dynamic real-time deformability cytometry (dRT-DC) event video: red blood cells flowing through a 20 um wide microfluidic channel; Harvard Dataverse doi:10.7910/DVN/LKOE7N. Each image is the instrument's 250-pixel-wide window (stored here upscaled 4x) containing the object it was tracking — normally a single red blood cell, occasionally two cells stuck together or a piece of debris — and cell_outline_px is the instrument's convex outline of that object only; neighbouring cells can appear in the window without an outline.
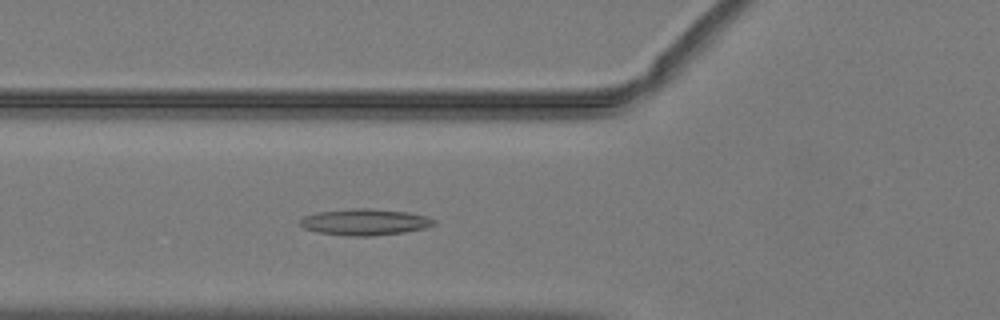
{"species": "common noctule bat (a hibernating species)", "species_latin": "Nyctalus noctula", "temperature_condition": "warm", "stored_images_in_passage": 43, "camera_frame_rate_fps": 3000, "um_per_image_px": 0.085, "animal": {"sex": "male", "body_mass_g": 19.2, "forearm_length_mm": 51.8}, "frame": {"image": 1, "passage_image": 10, "time_ms": 3.0, "image_size_px": [1000, 320], "cell_outline_px": [[436, 224], [424, 228], [404, 232], [368, 236], [352, 236], [316, 232], [304, 228], [300, 224], [300, 220], [304, 216], [320, 212], [356, 208], [368, 208], [404, 212], [428, 216], [436, 220]], "centroid_in_image_um": [31.03, 18.88], "position_along_channel_um": 94.8, "area_um2": 20.29}}
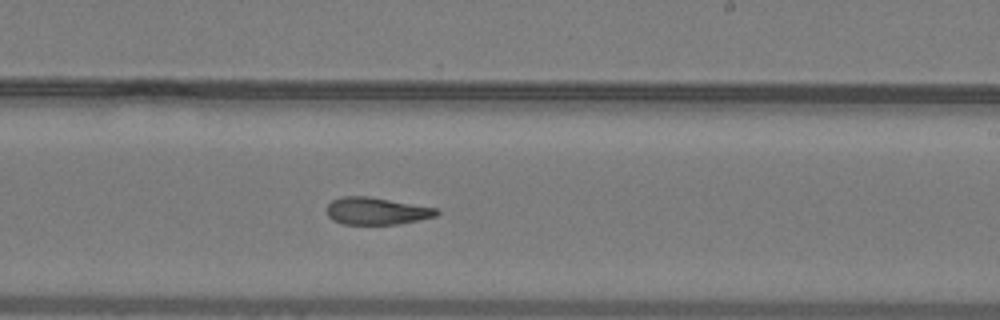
{"frame": {"image": 2, "passage_image": 22, "time_ms": 7.0, "image_size_px": [1000, 320], "cell_outline_px": [[440, 212], [436, 216], [420, 220], [396, 224], [344, 224], [332, 220], [328, 216], [328, 204], [332, 200], [340, 196], [368, 196], [436, 208]], "centroid_in_image_um": [31.99, 17.93], "position_along_channel_um": 257.0, "area_um2": 17.34}}
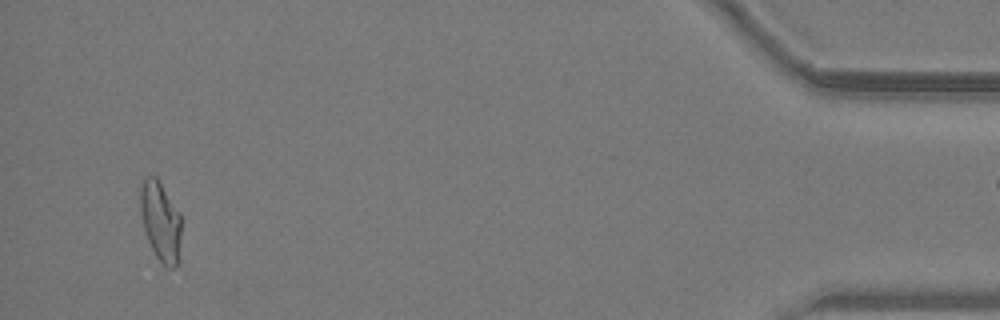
{"frame": {"image": 3, "passage_image": 40, "time_ms": 13.0, "image_size_px": [1000, 320], "cell_outline_px": [[180, 260], [176, 268], [164, 268], [156, 256], [144, 232], [140, 208], [140, 188], [144, 180], [148, 176], [156, 176], [180, 212]], "centroid_in_image_um": [13.66, 18.87], "position_along_channel_um": 421.5, "area_um2": 19.25}}